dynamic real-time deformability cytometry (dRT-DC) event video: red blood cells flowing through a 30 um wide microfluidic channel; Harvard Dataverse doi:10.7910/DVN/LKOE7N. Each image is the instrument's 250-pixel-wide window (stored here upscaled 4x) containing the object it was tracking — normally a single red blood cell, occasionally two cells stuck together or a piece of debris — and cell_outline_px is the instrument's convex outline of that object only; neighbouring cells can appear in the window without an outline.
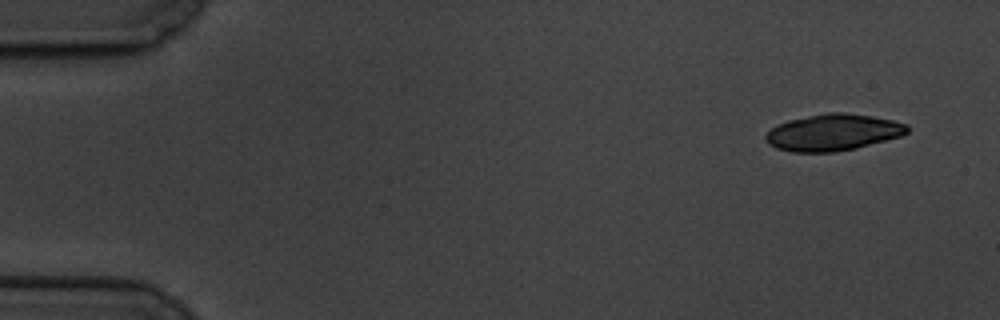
{"species": "common noctule bat (a hibernating species)", "species_latin": "Nyctalus noctula", "temperature_condition": "cold", "stored_images_in_passage": 4, "camera_frame_rate_fps": 3000, "um_per_image_px": 0.085, "animal": {"sex": "male", "body_mass_g": 19.5, "forearm_length_mm": 54.6}, "frame": {"image": 1, "passage_image": 1, "time_ms": 0.0, "image_size_px": [1000, 320], "cell_outline_px": [[908, 132], [900, 136], [856, 148], [836, 152], [792, 152], [776, 148], [768, 144], [764, 140], [764, 136], [776, 124], [788, 120], [824, 112], [844, 112], [872, 116], [892, 120], [908, 124]], "centroid_in_image_um": [70.77, 11.25], "position_along_channel_um": 14.2, "area_um2": 30.35}}